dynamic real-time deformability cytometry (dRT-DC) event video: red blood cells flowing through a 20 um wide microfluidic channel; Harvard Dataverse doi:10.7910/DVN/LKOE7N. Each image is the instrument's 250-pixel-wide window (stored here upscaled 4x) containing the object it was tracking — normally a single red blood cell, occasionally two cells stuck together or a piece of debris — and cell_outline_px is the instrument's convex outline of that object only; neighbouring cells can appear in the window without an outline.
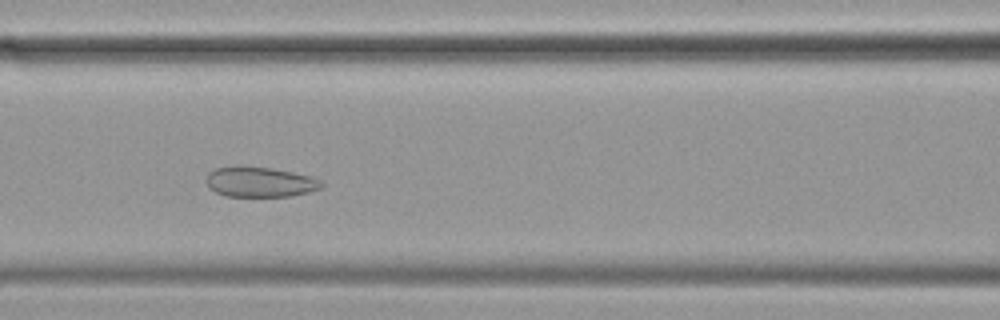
{"species": "common noctule bat (a hibernating species)", "species_latin": "Nyctalus noctula", "temperature_condition": "cold", "stored_images_in_passage": 46, "camera_frame_rate_fps": 3000, "um_per_image_px": 0.085, "animal": {"sex": "female", "body_mass_g": 19.9}, "frame": {"image": 1, "passage_image": 22, "time_ms": 7.0, "image_size_px": [1000, 320], "cell_outline_px": [[324, 184], [320, 188], [308, 192], [288, 196], [228, 196], [216, 192], [208, 188], [204, 180], [208, 172], [216, 168], [272, 168], [312, 176], [320, 180]], "centroid_in_image_um": [22.09, 15.49], "position_along_channel_um": 144.5, "area_um2": 19.83}}
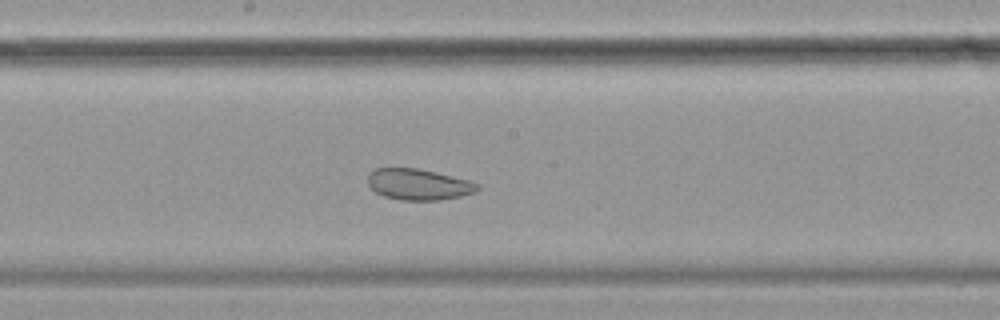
{"frame": {"image": 2, "passage_image": 28, "time_ms": 9.0, "image_size_px": [1000, 320], "cell_outline_px": [[480, 188], [472, 192], [460, 196], [440, 200], [400, 200], [384, 196], [376, 192], [368, 184], [368, 172], [376, 168], [416, 168], [436, 172], [472, 180], [480, 184]], "centroid_in_image_um": [35.58, 15.66], "position_along_channel_um": 212.6, "area_um2": 19.94}}
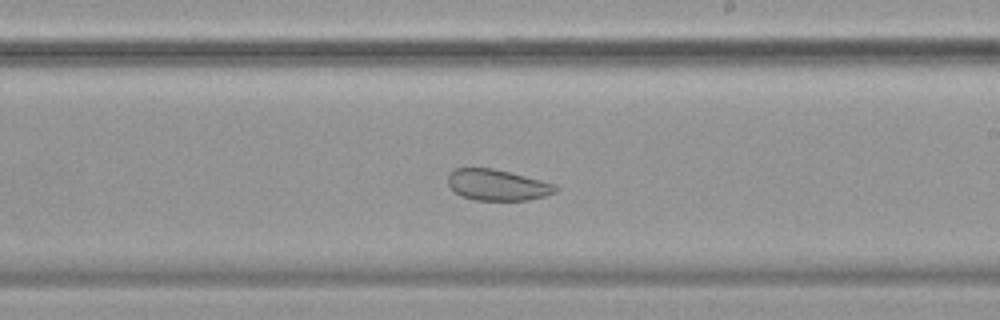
{"frame": {"image": 3, "passage_image": 31, "time_ms": 10.0, "image_size_px": [1000, 320], "cell_outline_px": [[556, 192], [544, 196], [528, 200], [476, 200], [464, 196], [456, 192], [448, 184], [448, 172], [456, 168], [492, 168], [556, 184]], "centroid_in_image_um": [42.26, 15.72], "position_along_channel_um": 246.7, "area_um2": 19.19}, "authors_computed_cell_mechanics": {"area_um2": 22.9177, "velocity_mm_per_s": 3.4266, "shape_relaxation_time_tau1_ms": null, "shape_relaxation_time_tau2_ms": 2.6659, "deformation_change_tau1": null, "deformation_change_tau2": 0.0593}}